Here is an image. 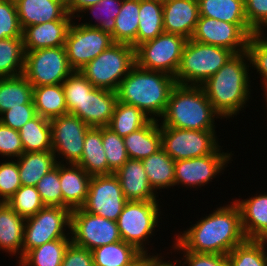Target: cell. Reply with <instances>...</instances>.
I'll list each match as a JSON object with an SVG mask.
<instances>
[{
	"instance_id": "obj_1",
	"label": "cell",
	"mask_w": 267,
	"mask_h": 266,
	"mask_svg": "<svg viewBox=\"0 0 267 266\" xmlns=\"http://www.w3.org/2000/svg\"><path fill=\"white\" fill-rule=\"evenodd\" d=\"M211 212L183 232L173 235V252L227 255L247 239L242 229L239 207L233 199L230 204H223Z\"/></svg>"
},
{
	"instance_id": "obj_2",
	"label": "cell",
	"mask_w": 267,
	"mask_h": 266,
	"mask_svg": "<svg viewBox=\"0 0 267 266\" xmlns=\"http://www.w3.org/2000/svg\"><path fill=\"white\" fill-rule=\"evenodd\" d=\"M247 60V61H246ZM249 62V63H248ZM250 60L247 51L233 54L230 59L201 85L214 110L229 120L248 106L253 86L249 74Z\"/></svg>"
},
{
	"instance_id": "obj_3",
	"label": "cell",
	"mask_w": 267,
	"mask_h": 266,
	"mask_svg": "<svg viewBox=\"0 0 267 266\" xmlns=\"http://www.w3.org/2000/svg\"><path fill=\"white\" fill-rule=\"evenodd\" d=\"M172 75L146 70L135 64L117 89L118 101L142 110L152 120L160 119L176 85Z\"/></svg>"
},
{
	"instance_id": "obj_4",
	"label": "cell",
	"mask_w": 267,
	"mask_h": 266,
	"mask_svg": "<svg viewBox=\"0 0 267 266\" xmlns=\"http://www.w3.org/2000/svg\"><path fill=\"white\" fill-rule=\"evenodd\" d=\"M219 118L222 120L201 86L176 84L158 121L160 127L215 130V120Z\"/></svg>"
},
{
	"instance_id": "obj_5",
	"label": "cell",
	"mask_w": 267,
	"mask_h": 266,
	"mask_svg": "<svg viewBox=\"0 0 267 266\" xmlns=\"http://www.w3.org/2000/svg\"><path fill=\"white\" fill-rule=\"evenodd\" d=\"M234 53L226 48L187 40L178 71L177 84L201 86L213 76Z\"/></svg>"
},
{
	"instance_id": "obj_6",
	"label": "cell",
	"mask_w": 267,
	"mask_h": 266,
	"mask_svg": "<svg viewBox=\"0 0 267 266\" xmlns=\"http://www.w3.org/2000/svg\"><path fill=\"white\" fill-rule=\"evenodd\" d=\"M161 210L159 200L127 201L116 221L122 240L141 253H149L150 247L146 246L150 245L156 228H160Z\"/></svg>"
},
{
	"instance_id": "obj_7",
	"label": "cell",
	"mask_w": 267,
	"mask_h": 266,
	"mask_svg": "<svg viewBox=\"0 0 267 266\" xmlns=\"http://www.w3.org/2000/svg\"><path fill=\"white\" fill-rule=\"evenodd\" d=\"M135 64V48L129 44L114 43L79 72L94 87L117 91L120 82Z\"/></svg>"
},
{
	"instance_id": "obj_8",
	"label": "cell",
	"mask_w": 267,
	"mask_h": 266,
	"mask_svg": "<svg viewBox=\"0 0 267 266\" xmlns=\"http://www.w3.org/2000/svg\"><path fill=\"white\" fill-rule=\"evenodd\" d=\"M69 230H68V229ZM71 210L61 206H45L25 218L23 256L31 249L56 239H71Z\"/></svg>"
},
{
	"instance_id": "obj_9",
	"label": "cell",
	"mask_w": 267,
	"mask_h": 266,
	"mask_svg": "<svg viewBox=\"0 0 267 266\" xmlns=\"http://www.w3.org/2000/svg\"><path fill=\"white\" fill-rule=\"evenodd\" d=\"M187 40L181 35L163 32L135 48L136 64L175 77Z\"/></svg>"
},
{
	"instance_id": "obj_10",
	"label": "cell",
	"mask_w": 267,
	"mask_h": 266,
	"mask_svg": "<svg viewBox=\"0 0 267 266\" xmlns=\"http://www.w3.org/2000/svg\"><path fill=\"white\" fill-rule=\"evenodd\" d=\"M215 130L161 127V148L174 160L214 154L221 146Z\"/></svg>"
},
{
	"instance_id": "obj_11",
	"label": "cell",
	"mask_w": 267,
	"mask_h": 266,
	"mask_svg": "<svg viewBox=\"0 0 267 266\" xmlns=\"http://www.w3.org/2000/svg\"><path fill=\"white\" fill-rule=\"evenodd\" d=\"M25 52L23 75L33 87L62 84L74 71L64 46Z\"/></svg>"
},
{
	"instance_id": "obj_12",
	"label": "cell",
	"mask_w": 267,
	"mask_h": 266,
	"mask_svg": "<svg viewBox=\"0 0 267 266\" xmlns=\"http://www.w3.org/2000/svg\"><path fill=\"white\" fill-rule=\"evenodd\" d=\"M70 235L73 244L90 251L122 240L115 221L88 213L82 208L71 210Z\"/></svg>"
},
{
	"instance_id": "obj_13",
	"label": "cell",
	"mask_w": 267,
	"mask_h": 266,
	"mask_svg": "<svg viewBox=\"0 0 267 266\" xmlns=\"http://www.w3.org/2000/svg\"><path fill=\"white\" fill-rule=\"evenodd\" d=\"M73 20L65 40L68 63L74 71H79L101 52L108 49L114 41L108 32L97 27L81 25Z\"/></svg>"
},
{
	"instance_id": "obj_14",
	"label": "cell",
	"mask_w": 267,
	"mask_h": 266,
	"mask_svg": "<svg viewBox=\"0 0 267 266\" xmlns=\"http://www.w3.org/2000/svg\"><path fill=\"white\" fill-rule=\"evenodd\" d=\"M223 146L220 147L214 154H209L203 157L190 158L175 161L174 186H183L185 188H196L213 182L220 173L224 174L226 167H229V162L233 161V151L224 152ZM222 151V152H221ZM232 159V160H231ZM217 175V176H216Z\"/></svg>"
},
{
	"instance_id": "obj_15",
	"label": "cell",
	"mask_w": 267,
	"mask_h": 266,
	"mask_svg": "<svg viewBox=\"0 0 267 266\" xmlns=\"http://www.w3.org/2000/svg\"><path fill=\"white\" fill-rule=\"evenodd\" d=\"M50 124L52 151L57 163L78 164L83 154L86 132L91 127L70 113L50 119Z\"/></svg>"
},
{
	"instance_id": "obj_16",
	"label": "cell",
	"mask_w": 267,
	"mask_h": 266,
	"mask_svg": "<svg viewBox=\"0 0 267 266\" xmlns=\"http://www.w3.org/2000/svg\"><path fill=\"white\" fill-rule=\"evenodd\" d=\"M254 33L248 24H231L200 16L190 39L223 47L236 54L246 51L248 40Z\"/></svg>"
},
{
	"instance_id": "obj_17",
	"label": "cell",
	"mask_w": 267,
	"mask_h": 266,
	"mask_svg": "<svg viewBox=\"0 0 267 266\" xmlns=\"http://www.w3.org/2000/svg\"><path fill=\"white\" fill-rule=\"evenodd\" d=\"M126 202L119 179L112 173L92 176L87 199L81 208L116 222Z\"/></svg>"
},
{
	"instance_id": "obj_18",
	"label": "cell",
	"mask_w": 267,
	"mask_h": 266,
	"mask_svg": "<svg viewBox=\"0 0 267 266\" xmlns=\"http://www.w3.org/2000/svg\"><path fill=\"white\" fill-rule=\"evenodd\" d=\"M117 102L116 91L95 87L72 114L89 127H105L112 119Z\"/></svg>"
},
{
	"instance_id": "obj_19",
	"label": "cell",
	"mask_w": 267,
	"mask_h": 266,
	"mask_svg": "<svg viewBox=\"0 0 267 266\" xmlns=\"http://www.w3.org/2000/svg\"><path fill=\"white\" fill-rule=\"evenodd\" d=\"M200 17L197 0H163L164 32L190 39Z\"/></svg>"
},
{
	"instance_id": "obj_20",
	"label": "cell",
	"mask_w": 267,
	"mask_h": 266,
	"mask_svg": "<svg viewBox=\"0 0 267 266\" xmlns=\"http://www.w3.org/2000/svg\"><path fill=\"white\" fill-rule=\"evenodd\" d=\"M114 174L127 201L160 200L150 186L141 160L129 158Z\"/></svg>"
},
{
	"instance_id": "obj_21",
	"label": "cell",
	"mask_w": 267,
	"mask_h": 266,
	"mask_svg": "<svg viewBox=\"0 0 267 266\" xmlns=\"http://www.w3.org/2000/svg\"><path fill=\"white\" fill-rule=\"evenodd\" d=\"M16 8L22 30L30 25L75 19L67 12L65 0H21Z\"/></svg>"
},
{
	"instance_id": "obj_22",
	"label": "cell",
	"mask_w": 267,
	"mask_h": 266,
	"mask_svg": "<svg viewBox=\"0 0 267 266\" xmlns=\"http://www.w3.org/2000/svg\"><path fill=\"white\" fill-rule=\"evenodd\" d=\"M263 192L244 200H233L239 207L242 229L247 239L267 240V192Z\"/></svg>"
},
{
	"instance_id": "obj_23",
	"label": "cell",
	"mask_w": 267,
	"mask_h": 266,
	"mask_svg": "<svg viewBox=\"0 0 267 266\" xmlns=\"http://www.w3.org/2000/svg\"><path fill=\"white\" fill-rule=\"evenodd\" d=\"M91 178L92 176L78 164L59 163V179L64 208L73 210L84 205Z\"/></svg>"
},
{
	"instance_id": "obj_24",
	"label": "cell",
	"mask_w": 267,
	"mask_h": 266,
	"mask_svg": "<svg viewBox=\"0 0 267 266\" xmlns=\"http://www.w3.org/2000/svg\"><path fill=\"white\" fill-rule=\"evenodd\" d=\"M73 20H56L30 25L22 30L25 51L65 46Z\"/></svg>"
},
{
	"instance_id": "obj_25",
	"label": "cell",
	"mask_w": 267,
	"mask_h": 266,
	"mask_svg": "<svg viewBox=\"0 0 267 266\" xmlns=\"http://www.w3.org/2000/svg\"><path fill=\"white\" fill-rule=\"evenodd\" d=\"M25 218L19 216L7 202L0 203V250L9 256L23 257Z\"/></svg>"
},
{
	"instance_id": "obj_26",
	"label": "cell",
	"mask_w": 267,
	"mask_h": 266,
	"mask_svg": "<svg viewBox=\"0 0 267 266\" xmlns=\"http://www.w3.org/2000/svg\"><path fill=\"white\" fill-rule=\"evenodd\" d=\"M129 158L143 160L161 149V127L159 121L150 120L144 127L124 137Z\"/></svg>"
},
{
	"instance_id": "obj_27",
	"label": "cell",
	"mask_w": 267,
	"mask_h": 266,
	"mask_svg": "<svg viewBox=\"0 0 267 266\" xmlns=\"http://www.w3.org/2000/svg\"><path fill=\"white\" fill-rule=\"evenodd\" d=\"M17 160L21 185L36 186L56 164L53 151L24 152Z\"/></svg>"
},
{
	"instance_id": "obj_28",
	"label": "cell",
	"mask_w": 267,
	"mask_h": 266,
	"mask_svg": "<svg viewBox=\"0 0 267 266\" xmlns=\"http://www.w3.org/2000/svg\"><path fill=\"white\" fill-rule=\"evenodd\" d=\"M78 165L90 176L108 175V161L102 143V127H91L86 132L83 154Z\"/></svg>"
},
{
	"instance_id": "obj_29",
	"label": "cell",
	"mask_w": 267,
	"mask_h": 266,
	"mask_svg": "<svg viewBox=\"0 0 267 266\" xmlns=\"http://www.w3.org/2000/svg\"><path fill=\"white\" fill-rule=\"evenodd\" d=\"M153 191L174 187L175 161L161 148L155 154L141 160Z\"/></svg>"
},
{
	"instance_id": "obj_30",
	"label": "cell",
	"mask_w": 267,
	"mask_h": 266,
	"mask_svg": "<svg viewBox=\"0 0 267 266\" xmlns=\"http://www.w3.org/2000/svg\"><path fill=\"white\" fill-rule=\"evenodd\" d=\"M37 115L52 119L68 113L62 84L33 87Z\"/></svg>"
},
{
	"instance_id": "obj_31",
	"label": "cell",
	"mask_w": 267,
	"mask_h": 266,
	"mask_svg": "<svg viewBox=\"0 0 267 266\" xmlns=\"http://www.w3.org/2000/svg\"><path fill=\"white\" fill-rule=\"evenodd\" d=\"M136 47L164 32L163 0H140Z\"/></svg>"
},
{
	"instance_id": "obj_32",
	"label": "cell",
	"mask_w": 267,
	"mask_h": 266,
	"mask_svg": "<svg viewBox=\"0 0 267 266\" xmlns=\"http://www.w3.org/2000/svg\"><path fill=\"white\" fill-rule=\"evenodd\" d=\"M29 102H33V86L23 74L0 78V115Z\"/></svg>"
},
{
	"instance_id": "obj_33",
	"label": "cell",
	"mask_w": 267,
	"mask_h": 266,
	"mask_svg": "<svg viewBox=\"0 0 267 266\" xmlns=\"http://www.w3.org/2000/svg\"><path fill=\"white\" fill-rule=\"evenodd\" d=\"M140 0H123L119 14L115 18V28L111 33L114 43L129 44L136 48L139 24Z\"/></svg>"
},
{
	"instance_id": "obj_34",
	"label": "cell",
	"mask_w": 267,
	"mask_h": 266,
	"mask_svg": "<svg viewBox=\"0 0 267 266\" xmlns=\"http://www.w3.org/2000/svg\"><path fill=\"white\" fill-rule=\"evenodd\" d=\"M18 131L24 152L52 151L50 119L37 115Z\"/></svg>"
},
{
	"instance_id": "obj_35",
	"label": "cell",
	"mask_w": 267,
	"mask_h": 266,
	"mask_svg": "<svg viewBox=\"0 0 267 266\" xmlns=\"http://www.w3.org/2000/svg\"><path fill=\"white\" fill-rule=\"evenodd\" d=\"M200 16L231 24H248L244 0H197Z\"/></svg>"
},
{
	"instance_id": "obj_36",
	"label": "cell",
	"mask_w": 267,
	"mask_h": 266,
	"mask_svg": "<svg viewBox=\"0 0 267 266\" xmlns=\"http://www.w3.org/2000/svg\"><path fill=\"white\" fill-rule=\"evenodd\" d=\"M91 252L94 266H127L141 254L123 240L97 247Z\"/></svg>"
},
{
	"instance_id": "obj_37",
	"label": "cell",
	"mask_w": 267,
	"mask_h": 266,
	"mask_svg": "<svg viewBox=\"0 0 267 266\" xmlns=\"http://www.w3.org/2000/svg\"><path fill=\"white\" fill-rule=\"evenodd\" d=\"M150 120L139 108L118 101L108 127L120 137H125L144 127Z\"/></svg>"
},
{
	"instance_id": "obj_38",
	"label": "cell",
	"mask_w": 267,
	"mask_h": 266,
	"mask_svg": "<svg viewBox=\"0 0 267 266\" xmlns=\"http://www.w3.org/2000/svg\"><path fill=\"white\" fill-rule=\"evenodd\" d=\"M25 54L22 37L0 40V78L23 74Z\"/></svg>"
},
{
	"instance_id": "obj_39",
	"label": "cell",
	"mask_w": 267,
	"mask_h": 266,
	"mask_svg": "<svg viewBox=\"0 0 267 266\" xmlns=\"http://www.w3.org/2000/svg\"><path fill=\"white\" fill-rule=\"evenodd\" d=\"M71 239H56L29 250L19 261L25 266H61Z\"/></svg>"
},
{
	"instance_id": "obj_40",
	"label": "cell",
	"mask_w": 267,
	"mask_h": 266,
	"mask_svg": "<svg viewBox=\"0 0 267 266\" xmlns=\"http://www.w3.org/2000/svg\"><path fill=\"white\" fill-rule=\"evenodd\" d=\"M226 259L228 266H267V240L246 239Z\"/></svg>"
},
{
	"instance_id": "obj_41",
	"label": "cell",
	"mask_w": 267,
	"mask_h": 266,
	"mask_svg": "<svg viewBox=\"0 0 267 266\" xmlns=\"http://www.w3.org/2000/svg\"><path fill=\"white\" fill-rule=\"evenodd\" d=\"M123 0H101L99 3L91 5L83 9L80 14L75 18L81 20L86 16V12L90 13L91 19L94 18V23L89 22H79L81 25L88 27H97L99 30L112 33L115 28V18L120 12L121 4ZM84 13V14H83Z\"/></svg>"
},
{
	"instance_id": "obj_42",
	"label": "cell",
	"mask_w": 267,
	"mask_h": 266,
	"mask_svg": "<svg viewBox=\"0 0 267 266\" xmlns=\"http://www.w3.org/2000/svg\"><path fill=\"white\" fill-rule=\"evenodd\" d=\"M247 54L250 60V67L256 69L260 75L263 88V98H267V34L254 33L250 36L247 45ZM262 77V78H261Z\"/></svg>"
},
{
	"instance_id": "obj_43",
	"label": "cell",
	"mask_w": 267,
	"mask_h": 266,
	"mask_svg": "<svg viewBox=\"0 0 267 266\" xmlns=\"http://www.w3.org/2000/svg\"><path fill=\"white\" fill-rule=\"evenodd\" d=\"M102 143L108 161V175L115 173L129 159L124 137H120L108 126L102 127Z\"/></svg>"
},
{
	"instance_id": "obj_44",
	"label": "cell",
	"mask_w": 267,
	"mask_h": 266,
	"mask_svg": "<svg viewBox=\"0 0 267 266\" xmlns=\"http://www.w3.org/2000/svg\"><path fill=\"white\" fill-rule=\"evenodd\" d=\"M7 204L24 218L35 215L45 207L36 186L26 185H22L7 201Z\"/></svg>"
},
{
	"instance_id": "obj_45",
	"label": "cell",
	"mask_w": 267,
	"mask_h": 266,
	"mask_svg": "<svg viewBox=\"0 0 267 266\" xmlns=\"http://www.w3.org/2000/svg\"><path fill=\"white\" fill-rule=\"evenodd\" d=\"M68 113L72 114L95 87L79 71H73L62 83Z\"/></svg>"
},
{
	"instance_id": "obj_46",
	"label": "cell",
	"mask_w": 267,
	"mask_h": 266,
	"mask_svg": "<svg viewBox=\"0 0 267 266\" xmlns=\"http://www.w3.org/2000/svg\"><path fill=\"white\" fill-rule=\"evenodd\" d=\"M36 188L45 206L63 207V195L59 179V163L39 180Z\"/></svg>"
},
{
	"instance_id": "obj_47",
	"label": "cell",
	"mask_w": 267,
	"mask_h": 266,
	"mask_svg": "<svg viewBox=\"0 0 267 266\" xmlns=\"http://www.w3.org/2000/svg\"><path fill=\"white\" fill-rule=\"evenodd\" d=\"M21 186L17 160L0 163V202H7Z\"/></svg>"
},
{
	"instance_id": "obj_48",
	"label": "cell",
	"mask_w": 267,
	"mask_h": 266,
	"mask_svg": "<svg viewBox=\"0 0 267 266\" xmlns=\"http://www.w3.org/2000/svg\"><path fill=\"white\" fill-rule=\"evenodd\" d=\"M22 37L16 5L0 0V40Z\"/></svg>"
},
{
	"instance_id": "obj_49",
	"label": "cell",
	"mask_w": 267,
	"mask_h": 266,
	"mask_svg": "<svg viewBox=\"0 0 267 266\" xmlns=\"http://www.w3.org/2000/svg\"><path fill=\"white\" fill-rule=\"evenodd\" d=\"M244 9L250 28L255 33H266L267 0H244Z\"/></svg>"
},
{
	"instance_id": "obj_50",
	"label": "cell",
	"mask_w": 267,
	"mask_h": 266,
	"mask_svg": "<svg viewBox=\"0 0 267 266\" xmlns=\"http://www.w3.org/2000/svg\"><path fill=\"white\" fill-rule=\"evenodd\" d=\"M24 153L18 130L0 122V155L7 159H17ZM5 156V157H4Z\"/></svg>"
},
{
	"instance_id": "obj_51",
	"label": "cell",
	"mask_w": 267,
	"mask_h": 266,
	"mask_svg": "<svg viewBox=\"0 0 267 266\" xmlns=\"http://www.w3.org/2000/svg\"><path fill=\"white\" fill-rule=\"evenodd\" d=\"M37 116L33 102L21 107L11 108L0 115V122L12 129L19 130L28 121Z\"/></svg>"
},
{
	"instance_id": "obj_52",
	"label": "cell",
	"mask_w": 267,
	"mask_h": 266,
	"mask_svg": "<svg viewBox=\"0 0 267 266\" xmlns=\"http://www.w3.org/2000/svg\"><path fill=\"white\" fill-rule=\"evenodd\" d=\"M177 252L183 254V257L181 256L182 266H228L226 255L193 253L190 251Z\"/></svg>"
},
{
	"instance_id": "obj_53",
	"label": "cell",
	"mask_w": 267,
	"mask_h": 266,
	"mask_svg": "<svg viewBox=\"0 0 267 266\" xmlns=\"http://www.w3.org/2000/svg\"><path fill=\"white\" fill-rule=\"evenodd\" d=\"M61 266H94L92 252L71 242L65 250Z\"/></svg>"
},
{
	"instance_id": "obj_54",
	"label": "cell",
	"mask_w": 267,
	"mask_h": 266,
	"mask_svg": "<svg viewBox=\"0 0 267 266\" xmlns=\"http://www.w3.org/2000/svg\"><path fill=\"white\" fill-rule=\"evenodd\" d=\"M100 1L101 0H65V5L67 12L75 18L83 9L97 4Z\"/></svg>"
},
{
	"instance_id": "obj_55",
	"label": "cell",
	"mask_w": 267,
	"mask_h": 266,
	"mask_svg": "<svg viewBox=\"0 0 267 266\" xmlns=\"http://www.w3.org/2000/svg\"><path fill=\"white\" fill-rule=\"evenodd\" d=\"M152 254V255H151ZM156 254V255H155ZM146 253V263L145 266H182L181 260L176 259L174 261L164 260L162 253ZM179 264V265H178Z\"/></svg>"
},
{
	"instance_id": "obj_56",
	"label": "cell",
	"mask_w": 267,
	"mask_h": 266,
	"mask_svg": "<svg viewBox=\"0 0 267 266\" xmlns=\"http://www.w3.org/2000/svg\"><path fill=\"white\" fill-rule=\"evenodd\" d=\"M146 253H141L134 261L127 266H145Z\"/></svg>"
},
{
	"instance_id": "obj_57",
	"label": "cell",
	"mask_w": 267,
	"mask_h": 266,
	"mask_svg": "<svg viewBox=\"0 0 267 266\" xmlns=\"http://www.w3.org/2000/svg\"><path fill=\"white\" fill-rule=\"evenodd\" d=\"M5 1L10 2L14 5H17L21 0H5Z\"/></svg>"
},
{
	"instance_id": "obj_58",
	"label": "cell",
	"mask_w": 267,
	"mask_h": 266,
	"mask_svg": "<svg viewBox=\"0 0 267 266\" xmlns=\"http://www.w3.org/2000/svg\"><path fill=\"white\" fill-rule=\"evenodd\" d=\"M18 266H25L24 264H22L19 260L17 262Z\"/></svg>"
},
{
	"instance_id": "obj_59",
	"label": "cell",
	"mask_w": 267,
	"mask_h": 266,
	"mask_svg": "<svg viewBox=\"0 0 267 266\" xmlns=\"http://www.w3.org/2000/svg\"><path fill=\"white\" fill-rule=\"evenodd\" d=\"M265 103H266L265 107H266V109H267V98H265ZM266 113H267V112H266Z\"/></svg>"
}]
</instances>
